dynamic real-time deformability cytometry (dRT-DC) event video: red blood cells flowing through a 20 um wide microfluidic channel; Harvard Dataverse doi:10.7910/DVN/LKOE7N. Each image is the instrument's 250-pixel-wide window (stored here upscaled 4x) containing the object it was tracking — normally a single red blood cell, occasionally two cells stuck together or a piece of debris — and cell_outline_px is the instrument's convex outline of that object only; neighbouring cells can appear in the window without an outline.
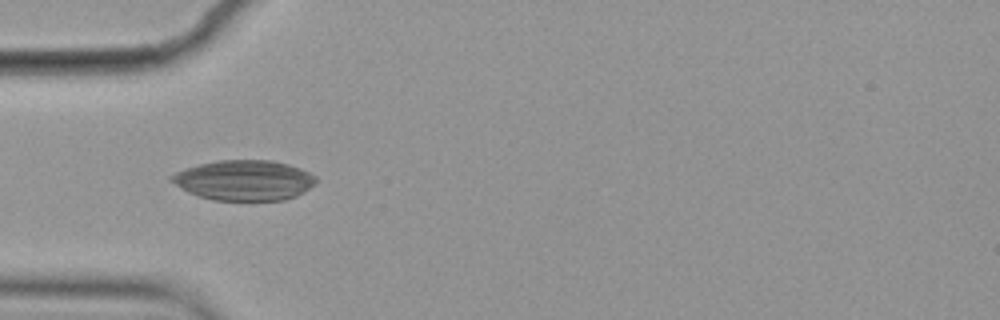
{"species": "common noctule bat (a hibernating species)", "species_latin": "Nyctalus noctula", "temperature_condition": "cold", "stored_images_in_passage": 6, "camera_frame_rate_fps": 3000, "um_per_image_px": 0.085, "animal": {"sex": "female", "body_mass_g": 19.9}, "frame": {"image": 1, "passage_image": 3, "time_ms": 0.667, "image_size_px": [1000, 320], "cell_outline_px": [[316, 184], [304, 192], [296, 196], [284, 200], [212, 200], [196, 196], [188, 192], [168, 180], [168, 176], [184, 168], [216, 160], [272, 160], [288, 164], [300, 168], [316, 176]], "centroid_in_image_um": [20.73, 15.32], "position_along_channel_um": 64.3, "area_um2": 34.16}}
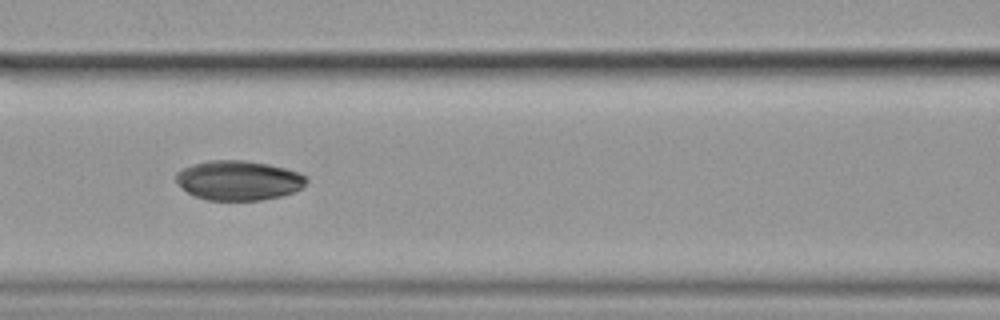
{"frame": {"image": 2, "passage_image": 5, "time_ms": 1.333, "image_size_px": [1000, 320], "cell_outline_px": [[308, 180], [300, 188], [292, 192], [280, 196], [260, 200], [208, 200], [196, 196], [188, 192], [176, 180], [176, 172], [192, 164], [208, 160], [244, 160], [268, 164], [300, 172], [308, 176]], "centroid_in_image_um": [20.3, 15.32], "position_along_channel_um": 146.3, "area_um2": 29.94}}
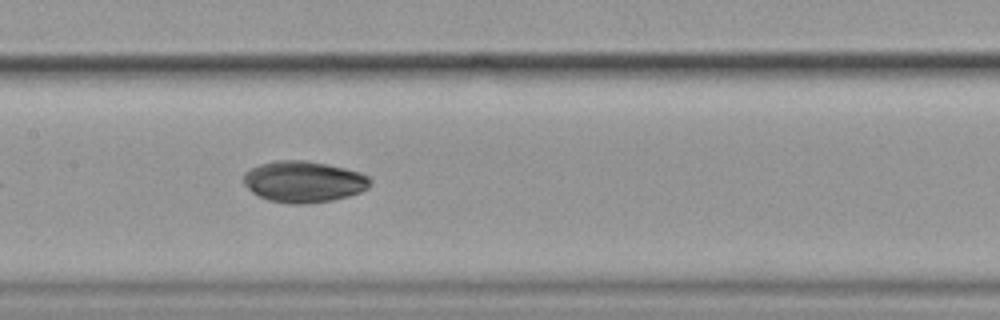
{"frame": {"image": 3, "passage_image": 6, "time_ms": 1.667, "image_size_px": [1000, 320], "cell_outline_px": [[372, 180], [368, 188], [360, 192], [348, 196], [332, 200], [304, 204], [292, 204], [268, 200], [252, 192], [244, 184], [244, 172], [260, 164], [276, 160], [308, 160], [328, 164], [360, 172], [368, 176]], "centroid_in_image_um": [25.82, 15.43], "position_along_channel_um": 181.6, "area_um2": 30.52}}